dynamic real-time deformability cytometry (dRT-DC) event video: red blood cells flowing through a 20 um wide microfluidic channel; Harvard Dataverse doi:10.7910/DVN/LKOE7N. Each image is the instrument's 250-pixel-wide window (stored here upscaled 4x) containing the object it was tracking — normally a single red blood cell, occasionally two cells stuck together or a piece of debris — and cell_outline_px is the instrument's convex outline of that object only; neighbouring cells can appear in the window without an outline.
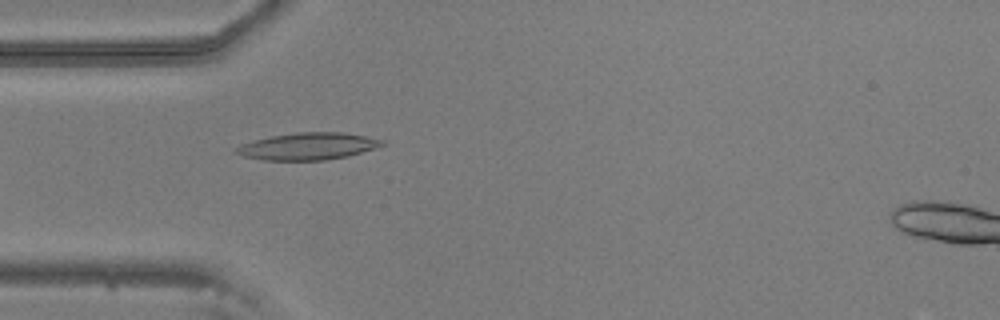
{"species": "common noctule bat (a hibernating species)", "species_latin": "Nyctalus noctula", "temperature_condition": "warm", "stored_images_in_passage": 50, "camera_frame_rate_fps": 3000, "um_per_image_px": 0.085, "animal": {"sex": "male", "body_mass_g": 20.5, "forearm_length_mm": 52.5}, "frame": {"image": 1, "passage_image": 11, "time_ms": 3.333, "image_size_px": [1000, 320], "cell_outline_px": [[388, 144], [376, 148], [348, 156], [324, 160], [264, 160], [240, 156], [232, 152], [240, 144], [272, 136], [296, 132], [344, 132], [384, 140]], "centroid_in_image_um": [26.18, 12.43], "position_along_channel_um": 58.8, "area_um2": 23.12}}
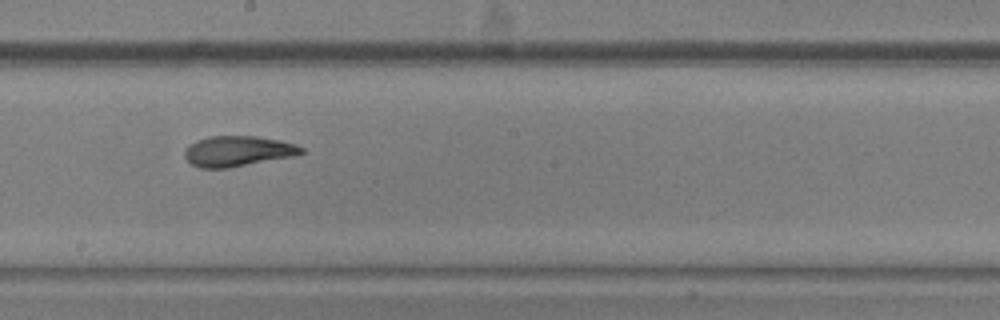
{"frame": {"image": 2, "passage_image": 25, "time_ms": 8.0, "image_size_px": [1000, 320], "cell_outline_px": [[304, 152], [296, 156], [228, 168], [200, 168], [192, 164], [184, 156], [184, 148], [188, 144], [196, 140], [208, 136], [256, 136], [280, 140], [296, 144], [304, 148]], "centroid_in_image_um": [20.21, 12.84], "position_along_channel_um": 228.0, "area_um2": 20.98}}
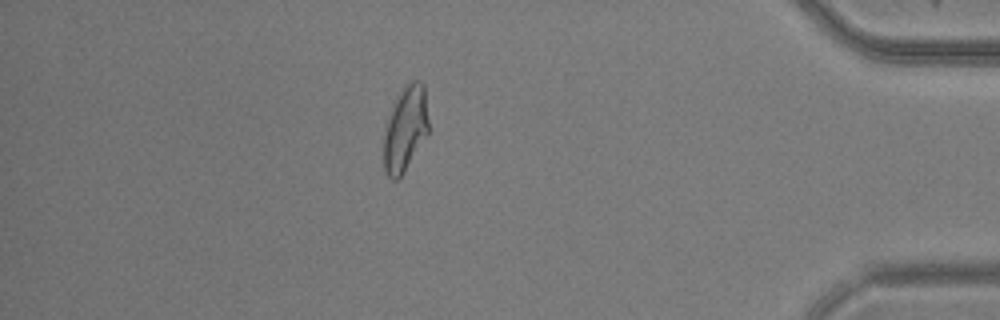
{"frame": {"image": 3, "passage_image": 43, "time_ms": 14.0, "image_size_px": [1000, 320], "cell_outline_px": [[428, 136], [404, 172], [396, 180], [392, 180], [388, 176], [384, 168], [384, 128], [392, 104], [396, 96], [412, 80], [420, 80], [424, 84], [428, 120]], "centroid_in_image_um": [34.45, 10.95], "position_along_channel_um": 400.7, "area_um2": 22.48}, "authors_computed_cell_mechanics": {"area_um2": 21.5883, "velocity_mm_per_s": 3.6258, "shape_relaxation_time_tau1_ms": 7.0635, "shape_relaxation_time_tau2_ms": 2.6031, "deformation_change_tau1": 0.2266, "deformation_change_tau2": 0.1075}}